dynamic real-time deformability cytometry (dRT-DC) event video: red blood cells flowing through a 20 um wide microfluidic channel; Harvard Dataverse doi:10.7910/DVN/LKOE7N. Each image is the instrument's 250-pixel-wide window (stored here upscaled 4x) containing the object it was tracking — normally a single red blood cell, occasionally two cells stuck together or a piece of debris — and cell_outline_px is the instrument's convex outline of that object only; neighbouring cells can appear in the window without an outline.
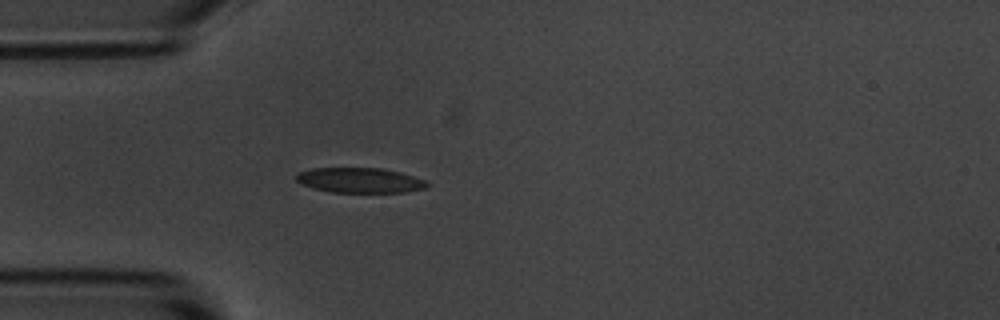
{"species": "common noctule bat (a hibernating species)", "species_latin": "Nyctalus noctula", "temperature_condition": "room temperature", "stored_images_in_passage": 41, "camera_frame_rate_fps": 3000, "um_per_image_px": 0.085, "animal": {"sex": "male", "body_mass_g": 20.1, "forearm_length_mm": 53.5}, "frame": {"image": 1, "passage_image": 1, "time_ms": 0.0, "image_size_px": [1000, 320], "cell_outline_px": [[428, 184], [424, 188], [404, 192], [332, 192], [316, 188], [304, 184], [296, 180], [296, 176], [300, 172], [312, 168], [384, 168], [400, 172], [424, 180]], "centroid_in_image_um": [30.59, 15.31], "position_along_channel_um": 54.4, "area_um2": 18.73}}
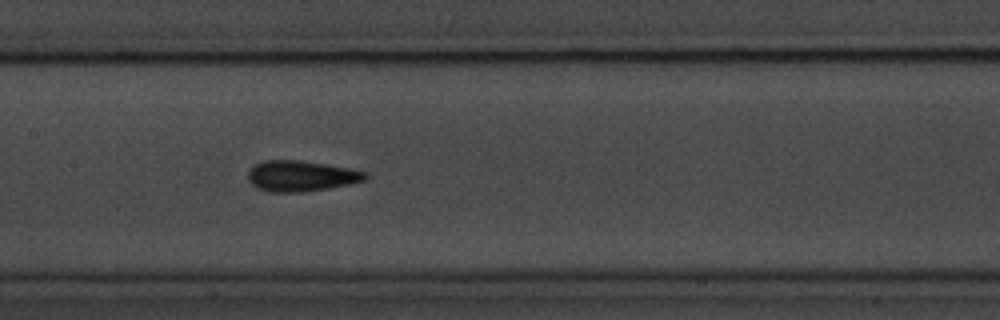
{"frame": {"image": 2, "passage_image": 12, "time_ms": 3.667, "image_size_px": [1000, 320], "cell_outline_px": [[368, 176], [364, 180], [348, 184], [328, 188], [304, 192], [272, 192], [256, 188], [248, 180], [248, 168], [252, 164], [264, 160], [300, 160], [348, 168], [364, 172]], "centroid_in_image_um": [25.5, 14.95], "position_along_channel_um": 181.9, "area_um2": 20.98}}
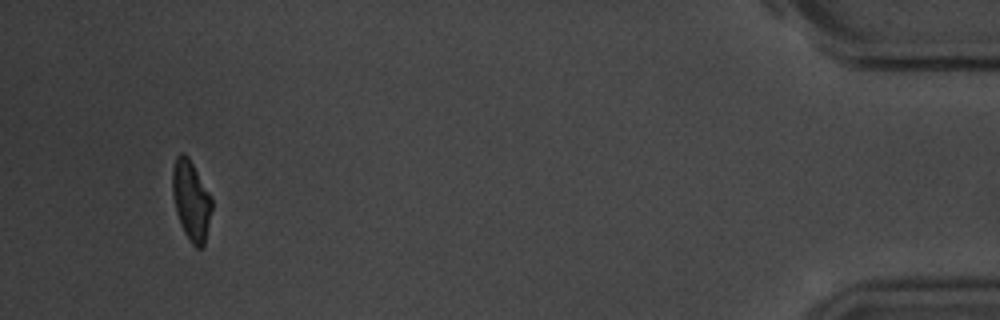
{"frame": {"image": 3, "passage_image": 38, "time_ms": 12.333, "image_size_px": [1000, 320], "cell_outline_px": [[212, 208], [204, 244], [200, 248], [196, 248], [188, 240], [184, 232], [176, 212], [172, 192], [172, 168], [176, 156], [180, 152], [184, 152], [188, 156], [212, 196]], "centroid_in_image_um": [16.24, 17.0], "position_along_channel_um": 419.0, "area_um2": 18.44}, "authors_computed_cell_mechanics": {"area_um2": 19.7098, "velocity_mm_per_s": 3.6082, "shape_relaxation_time_tau1_ms": 3.3396, "shape_relaxation_time_tau2_ms": 1.4496, "deformation_change_tau1": 0.1299, "deformation_change_tau2": 0.0856}}